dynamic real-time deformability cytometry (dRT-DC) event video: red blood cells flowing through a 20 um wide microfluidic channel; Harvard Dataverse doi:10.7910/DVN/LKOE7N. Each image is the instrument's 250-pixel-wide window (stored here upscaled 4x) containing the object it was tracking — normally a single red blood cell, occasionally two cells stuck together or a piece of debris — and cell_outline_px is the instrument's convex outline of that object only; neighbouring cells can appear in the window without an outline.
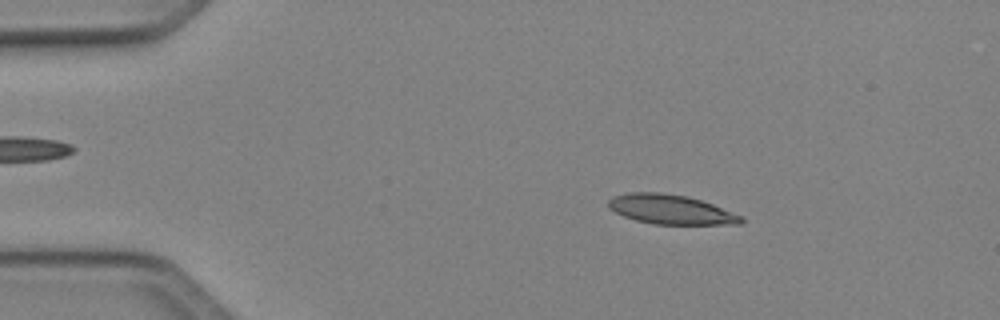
{"species": "Egyptian fruit bat (a non-hibernating species)", "species_latin": "Rousettus aegyptiacus", "temperature_condition": "cold", "stored_images_in_passage": 42, "camera_frame_rate_fps": 3000, "um_per_image_px": 0.085, "animal": {"sex": "female"}, "frame": {"image": 1, "passage_image": 8, "time_ms": 2.333, "image_size_px": [1000, 320], "cell_outline_px": [[744, 220], [740, 224], [656, 224], [636, 220], [624, 216], [608, 208], [608, 200], [612, 196], [628, 192], [660, 192], [688, 196], [712, 204], [744, 216]], "centroid_in_image_um": [57.01, 17.79], "position_along_channel_um": 28.0, "area_um2": 22.83}}
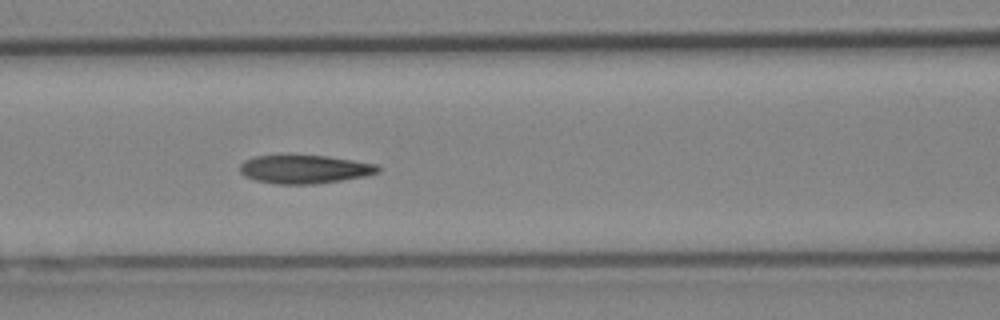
{"frame": {"image": 2, "passage_image": 21, "time_ms": 6.667, "image_size_px": [1000, 320], "cell_outline_px": [[380, 172], [364, 176], [316, 184], [276, 184], [256, 180], [244, 176], [240, 172], [240, 164], [244, 160], [252, 156], [288, 152], [328, 156], [376, 164], [380, 168]], "centroid_in_image_um": [25.81, 14.33], "position_along_channel_um": 140.8, "area_um2": 23.81}}
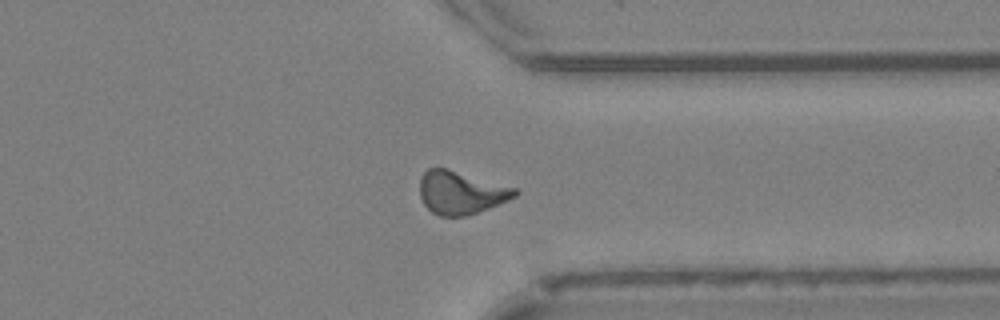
{"frame": {"image": 3, "passage_image": 38, "time_ms": 12.333, "image_size_px": [1000, 320], "cell_outline_px": [[520, 192], [516, 196], [508, 200], [488, 208], [464, 216], [440, 216], [432, 212], [424, 204], [420, 196], [420, 176], [428, 168], [444, 168], [516, 188]], "centroid_in_image_um": [39.15, 16.37], "position_along_channel_um": 372.2, "area_um2": 23.47}, "authors_computed_cell_mechanics": {"area_um2": 23.0911, "velocity_mm_per_s": 4.114, "shape_relaxation_time_tau1_ms": 4.496, "shape_relaxation_time_tau2_ms": 2.4502, "deformation_change_tau1": 0.18, "deformation_change_tau2": 0.1062}}